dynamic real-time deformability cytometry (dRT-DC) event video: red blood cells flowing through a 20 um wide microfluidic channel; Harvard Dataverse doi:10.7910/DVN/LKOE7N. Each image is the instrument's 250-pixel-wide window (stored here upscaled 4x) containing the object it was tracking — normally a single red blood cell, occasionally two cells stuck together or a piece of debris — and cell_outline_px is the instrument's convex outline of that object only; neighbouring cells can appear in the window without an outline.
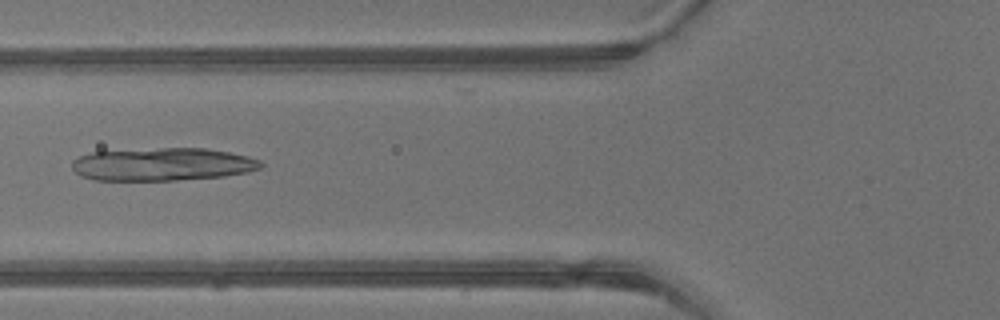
{"species": "common noctule bat (a hibernating species)", "species_latin": "Nyctalus noctula", "temperature_condition": "warm", "stored_images_in_passage": 4, "camera_frame_rate_fps": 3000, "um_per_image_px": 0.085, "animal": {"sex": "male", "body_mass_g": 13.3}, "frame": {"image": 1, "passage_image": 4, "time_ms": 1.0, "image_size_px": [1000, 320], "cell_outline_px": [[264, 164], [260, 168], [248, 172], [224, 176], [176, 180], [92, 180], [80, 176], [72, 168], [72, 160], [80, 156], [92, 152], [160, 148], [204, 148], [228, 152], [248, 156], [260, 160]], "centroid_in_image_um": [13.81, 13.97], "position_along_channel_um": 112.0, "area_um2": 36.18}}